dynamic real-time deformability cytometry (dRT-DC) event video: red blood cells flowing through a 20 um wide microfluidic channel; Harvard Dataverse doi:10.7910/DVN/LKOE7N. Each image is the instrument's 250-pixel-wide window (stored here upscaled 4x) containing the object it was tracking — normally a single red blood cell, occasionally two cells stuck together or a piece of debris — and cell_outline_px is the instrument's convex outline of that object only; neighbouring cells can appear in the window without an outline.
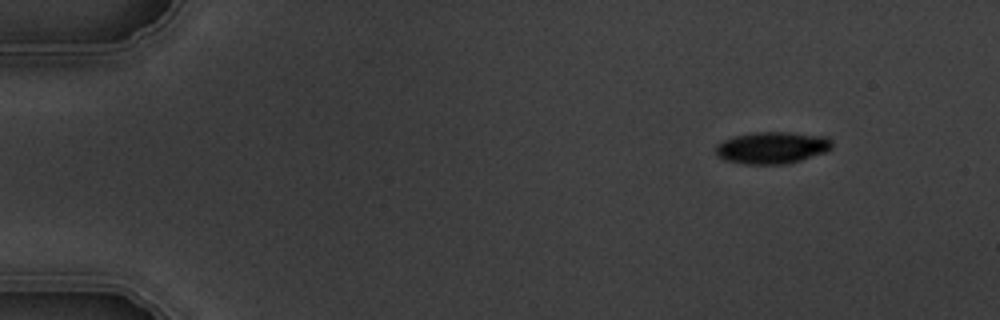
{"species": "common noctule bat (a hibernating species)", "species_latin": "Nyctalus noctula", "temperature_condition": "warm", "stored_images_in_passage": 4, "camera_frame_rate_fps": 3000, "um_per_image_px": 0.085, "animal": {"sex": "male", "body_mass_g": 19.5, "forearm_length_mm": 54.6}, "frame": {"image": 1, "passage_image": 1, "time_ms": 0.0, "image_size_px": [1000, 320], "cell_outline_px": [[832, 148], [828, 152], [800, 160], [784, 164], [744, 164], [724, 160], [716, 152], [716, 144], [724, 140], [736, 136], [756, 132], [788, 132], [828, 136], [832, 140]], "centroid_in_image_um": [65.68, 12.55], "position_along_channel_um": 19.3, "area_um2": 21.68}}
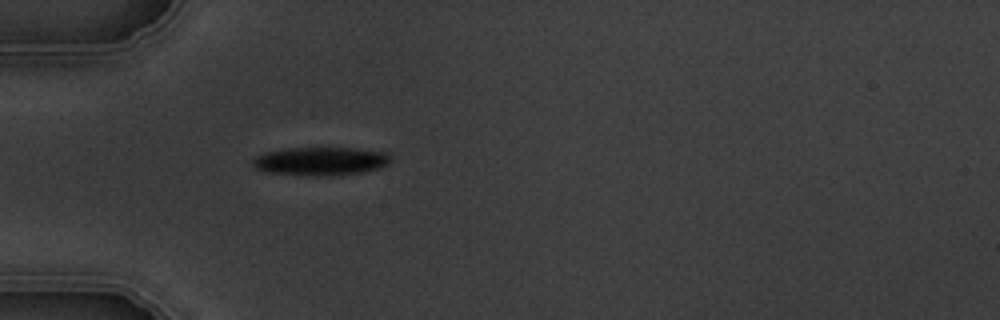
{"frame": {"image": 2, "passage_image": 4, "time_ms": 3.667, "image_size_px": [1000, 320], "cell_outline_px": [[392, 160], [388, 164], [364, 172], [332, 176], [312, 176], [268, 172], [256, 168], [252, 164], [252, 160], [256, 156], [264, 152], [284, 148], [352, 148], [388, 152], [392, 156]], "centroid_in_image_um": [27.27, 13.7], "position_along_channel_um": 57.7, "area_um2": 23.0}}